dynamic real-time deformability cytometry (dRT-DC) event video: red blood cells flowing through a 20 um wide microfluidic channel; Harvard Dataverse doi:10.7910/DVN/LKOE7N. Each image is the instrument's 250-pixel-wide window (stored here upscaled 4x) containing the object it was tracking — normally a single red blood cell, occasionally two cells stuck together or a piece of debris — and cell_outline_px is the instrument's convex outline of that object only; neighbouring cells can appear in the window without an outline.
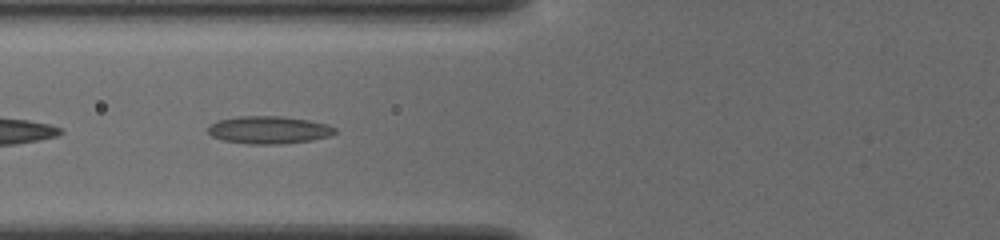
{"species": "common noctule bat (a hibernating species)", "species_latin": "Nyctalus noctula", "temperature_condition": "cold", "stored_images_in_passage": 9, "camera_frame_rate_fps": 3000, "um_per_image_px": 0.085, "animal": {"sex": "female", "body_mass_g": 19.5, "forearm_length_mm": 54.1}, "frame": {"image": 1, "passage_image": 3, "time_ms": 0.667, "image_size_px": [1000, 240], "cell_outline_px": [[336, 132], [332, 136], [312, 140], [280, 144], [248, 144], [224, 140], [212, 136], [208, 132], [208, 128], [216, 120], [236, 116], [280, 116], [308, 120], [328, 124], [336, 128]], "centroid_in_image_um": [22.87, 11.04], "position_along_channel_um": 102.9, "area_um2": 20.52}}
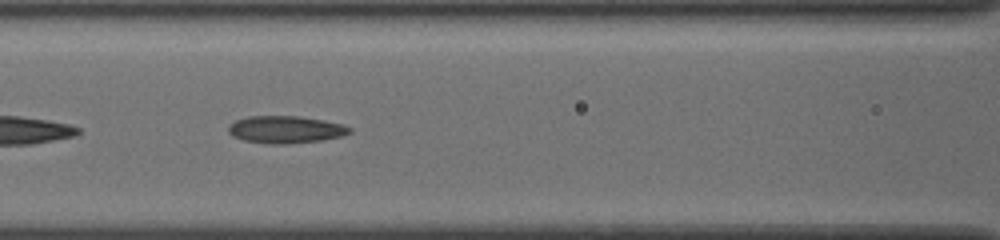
{"frame": {"image": 2, "passage_image": 6, "time_ms": 1.667, "image_size_px": [1000, 240], "cell_outline_px": [[352, 132], [344, 136], [320, 140], [288, 144], [272, 144], [244, 140], [232, 136], [228, 132], [228, 124], [236, 120], [248, 116], [300, 116], [324, 120], [344, 124], [352, 128]], "centroid_in_image_um": [24.3, 11.0], "position_along_channel_um": 142.3, "area_um2": 19.48}}
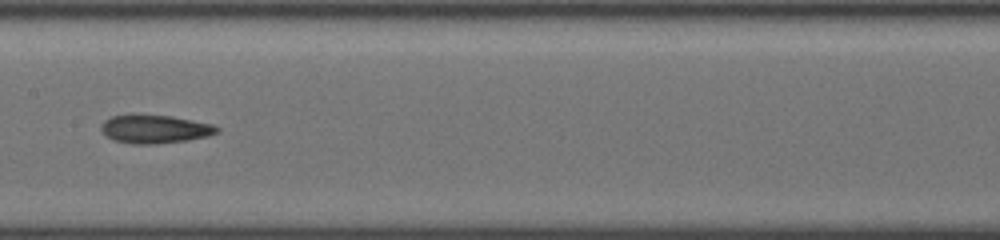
{"frame": {"image": 3, "passage_image": 8, "time_ms": 2.333, "image_size_px": [1000, 240], "cell_outline_px": [[220, 132], [208, 136], [188, 140], [156, 144], [132, 144], [112, 140], [100, 128], [100, 124], [104, 120], [112, 116], [172, 116], [212, 124], [220, 128]], "centroid_in_image_um": [13.19, 10.99], "position_along_channel_um": 194.2, "area_um2": 18.9}}